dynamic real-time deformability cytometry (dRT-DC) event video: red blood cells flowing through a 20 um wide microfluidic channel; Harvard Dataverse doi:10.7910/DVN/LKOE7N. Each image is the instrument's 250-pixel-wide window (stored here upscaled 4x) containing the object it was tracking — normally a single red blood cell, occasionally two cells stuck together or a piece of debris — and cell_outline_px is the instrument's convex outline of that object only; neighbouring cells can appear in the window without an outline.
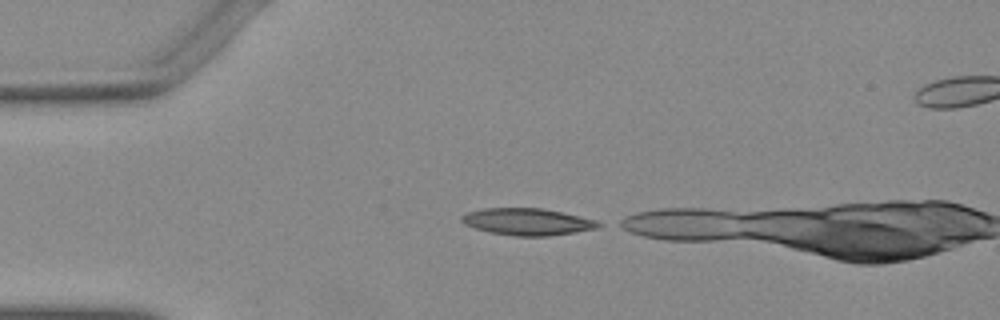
{"species": "Egyptian fruit bat (a non-hibernating species)", "species_latin": "Rousettus aegyptiacus", "temperature_condition": "warm", "stored_images_in_passage": 4, "camera_frame_rate_fps": 3000, "um_per_image_px": 0.085, "animal": {"sex": "female"}, "frame": {"image": 1, "passage_image": 1, "time_ms": 0.0, "image_size_px": [1000, 320], "cell_outline_px": [[604, 224], [600, 228], [576, 232], [548, 236], [516, 236], [488, 232], [464, 224], [460, 220], [460, 216], [468, 212], [484, 208], [544, 208], [596, 220]], "centroid_in_image_um": [44.85, 18.85], "position_along_channel_um": 40.2, "area_um2": 21.56}}